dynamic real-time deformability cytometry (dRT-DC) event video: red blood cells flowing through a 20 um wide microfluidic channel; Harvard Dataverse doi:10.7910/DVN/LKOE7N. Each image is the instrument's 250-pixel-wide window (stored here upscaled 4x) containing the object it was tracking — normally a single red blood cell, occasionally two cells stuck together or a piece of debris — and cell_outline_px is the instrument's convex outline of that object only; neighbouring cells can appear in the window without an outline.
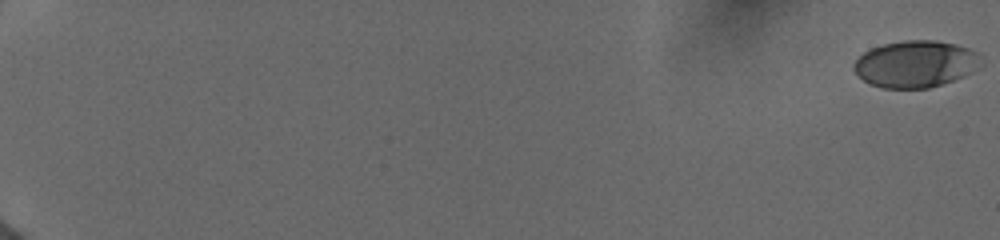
{"species": "human", "species_latin": "Homo sapiens", "temperature_condition": "cold", "stored_images_in_passage": 90, "camera_frame_rate_fps": 3000, "um_per_image_px": 0.085, "donor": {"sex": "female"}, "frame": {"image": 1, "passage_image": 1, "time_ms": 0.0, "image_size_px": [1000, 240], "cell_outline_px": [[984, 64], [972, 72], [964, 76], [928, 88], [880, 88], [864, 80], [852, 68], [852, 64], [864, 52], [872, 48], [884, 44], [904, 40], [936, 40], [956, 44], [968, 48], [976, 52], [980, 56]], "centroid_in_image_um": [77.85, 5.43], "position_along_channel_um": 7.2, "area_um2": 34.68}}
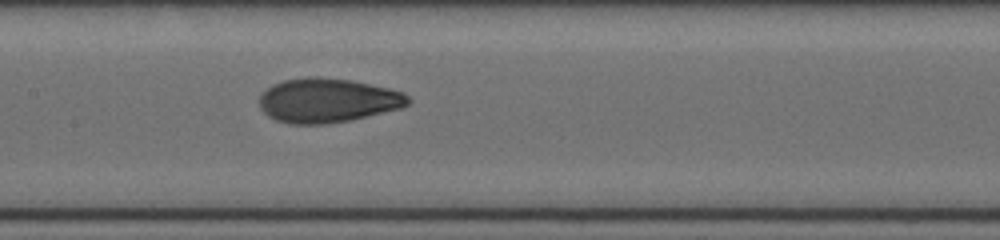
{"frame": {"image": 2, "passage_image": 43, "time_ms": 10.333, "image_size_px": [1000, 240], "cell_outline_px": [[412, 100], [408, 104], [400, 108], [348, 120], [324, 124], [288, 124], [276, 120], [268, 116], [260, 108], [260, 96], [272, 84], [284, 80], [308, 76], [316, 76], [352, 80], [388, 88], [404, 92]], "centroid_in_image_um": [27.83, 8.52], "position_along_channel_um": 179.6, "area_um2": 38.26}}
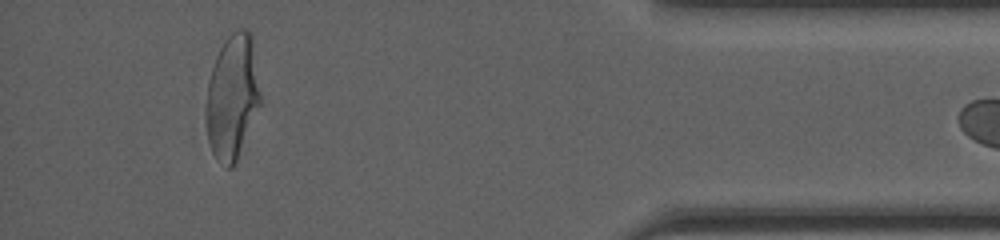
{"frame": {"image": 3, "passage_image": 88, "time_ms": 17.333, "image_size_px": [1000, 240], "cell_outline_px": [[260, 104], [236, 160], [232, 168], [228, 168], [212, 152], [208, 140], [208, 80], [216, 56], [224, 40], [236, 28], [244, 28], [252, 32], [260, 92]], "centroid_in_image_um": [19.78, 8.14], "position_along_channel_um": 415.4, "area_um2": 38.61}}